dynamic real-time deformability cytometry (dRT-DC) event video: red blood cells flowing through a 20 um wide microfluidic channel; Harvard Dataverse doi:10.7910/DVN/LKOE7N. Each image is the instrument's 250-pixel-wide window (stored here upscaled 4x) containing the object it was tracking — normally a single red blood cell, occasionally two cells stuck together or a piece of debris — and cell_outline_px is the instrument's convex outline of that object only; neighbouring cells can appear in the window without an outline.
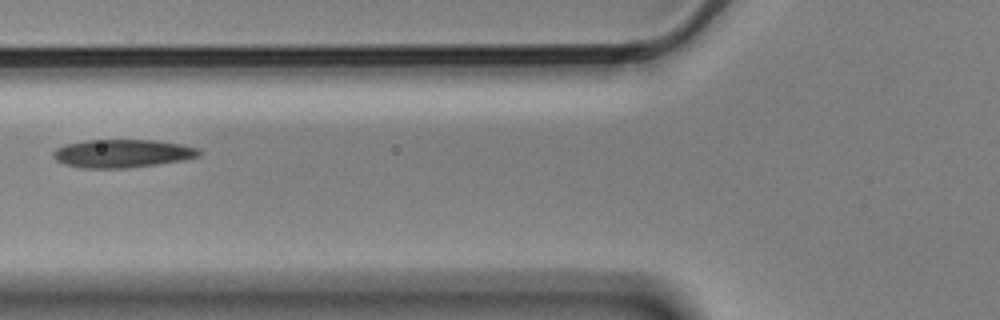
{"species": "Egyptian fruit bat (a non-hibernating species)", "species_latin": "Rousettus aegyptiacus", "temperature_condition": "cold", "stored_images_in_passage": 6, "camera_frame_rate_fps": 3000, "um_per_image_px": 0.085, "animal": {"sex": "male"}, "frame": {"image": 1, "passage_image": 2, "time_ms": 0.333, "image_size_px": [1000, 320], "cell_outline_px": [[200, 156], [184, 160], [128, 168], [84, 168], [64, 164], [56, 160], [52, 156], [52, 152], [56, 148], [64, 144], [88, 140], [156, 140], [180, 144], [200, 148]], "centroid_in_image_um": [10.39, 13.04], "position_along_channel_um": 115.4, "area_um2": 24.04}}
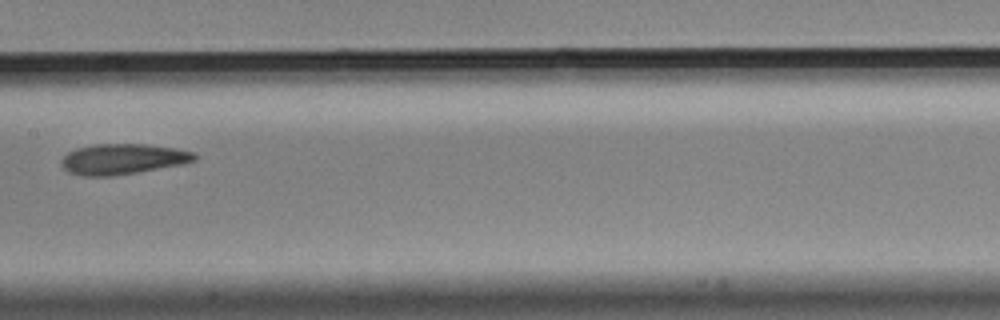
{"frame": {"image": 2, "passage_image": 4, "time_ms": 1.0, "image_size_px": [1000, 320], "cell_outline_px": [[200, 156], [196, 160], [180, 164], [136, 172], [112, 176], [80, 176], [68, 172], [60, 164], [60, 160], [68, 152], [76, 148], [96, 144], [144, 144], [176, 148], [196, 152]], "centroid_in_image_um": [10.43, 13.51], "position_along_channel_um": 197.0, "area_um2": 23.76}}
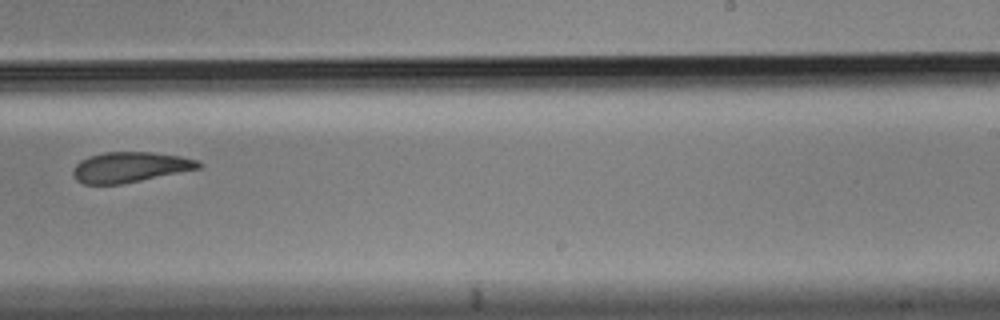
{"frame": {"image": 3, "passage_image": 6, "time_ms": 1.667, "image_size_px": [1000, 320], "cell_outline_px": [[204, 164], [200, 168], [120, 184], [84, 184], [76, 180], [72, 172], [72, 168], [80, 160], [88, 156], [104, 152], [152, 152], [180, 156], [200, 160]], "centroid_in_image_um": [11.04, 14.19], "position_along_channel_um": 278.0, "area_um2": 22.2}}